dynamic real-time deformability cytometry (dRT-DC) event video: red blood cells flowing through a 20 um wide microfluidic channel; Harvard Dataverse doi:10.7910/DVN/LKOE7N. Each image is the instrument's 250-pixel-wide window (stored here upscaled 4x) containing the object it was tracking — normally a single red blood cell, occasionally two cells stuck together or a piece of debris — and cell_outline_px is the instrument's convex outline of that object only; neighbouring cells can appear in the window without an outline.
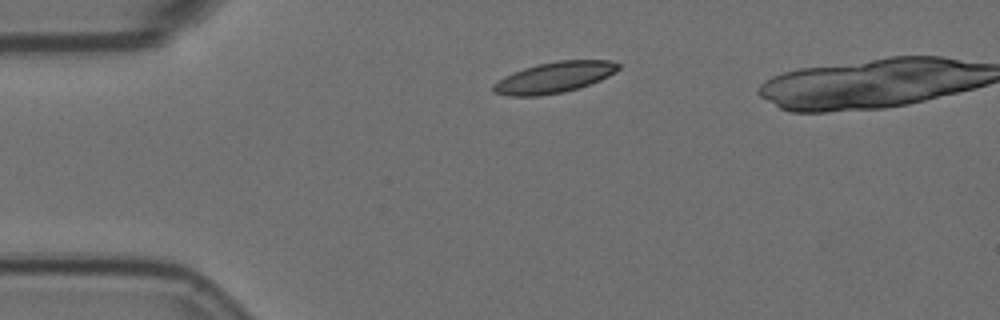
{"species": "Egyptian fruit bat (a non-hibernating species)", "species_latin": "Rousettus aegyptiacus", "temperature_condition": "room temperature", "stored_images_in_passage": 3, "camera_frame_rate_fps": 3000, "um_per_image_px": 0.085, "animal": {"sex": "female"}, "frame": {"image": 1, "passage_image": 1, "time_ms": 0.0, "image_size_px": [1000, 320], "cell_outline_px": [[620, 68], [608, 76], [600, 80], [564, 92], [540, 96], [508, 96], [492, 92], [492, 84], [504, 76], [512, 72], [536, 64], [556, 60], [608, 60], [620, 64]], "centroid_in_image_um": [47.06, 6.58], "position_along_channel_um": 37.9, "area_um2": 22.6}}